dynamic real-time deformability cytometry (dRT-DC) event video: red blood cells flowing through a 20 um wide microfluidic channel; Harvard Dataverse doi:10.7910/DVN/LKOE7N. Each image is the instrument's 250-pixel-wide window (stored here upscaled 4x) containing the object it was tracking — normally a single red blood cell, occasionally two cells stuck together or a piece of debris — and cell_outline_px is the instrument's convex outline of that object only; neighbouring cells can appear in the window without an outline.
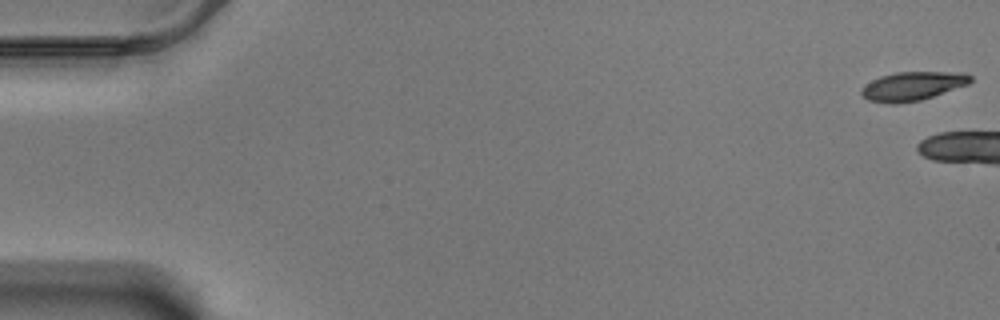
{"species": "Egyptian fruit bat (a non-hibernating species)", "species_latin": "Rousettus aegyptiacus", "temperature_condition": "warm", "stored_images_in_passage": 7, "camera_frame_rate_fps": 3000, "um_per_image_px": 0.085, "animal": {"sex": "male"}, "frame": {"image": 1, "passage_image": 1, "time_ms": 0.0, "image_size_px": [1000, 320], "cell_outline_px": [[972, 80], [968, 84], [920, 100], [896, 104], [892, 104], [868, 100], [860, 92], [864, 84], [880, 76], [896, 72], [964, 72], [972, 76]], "centroid_in_image_um": [77.55, 7.31], "position_along_channel_um": 7.4, "area_um2": 18.21}}